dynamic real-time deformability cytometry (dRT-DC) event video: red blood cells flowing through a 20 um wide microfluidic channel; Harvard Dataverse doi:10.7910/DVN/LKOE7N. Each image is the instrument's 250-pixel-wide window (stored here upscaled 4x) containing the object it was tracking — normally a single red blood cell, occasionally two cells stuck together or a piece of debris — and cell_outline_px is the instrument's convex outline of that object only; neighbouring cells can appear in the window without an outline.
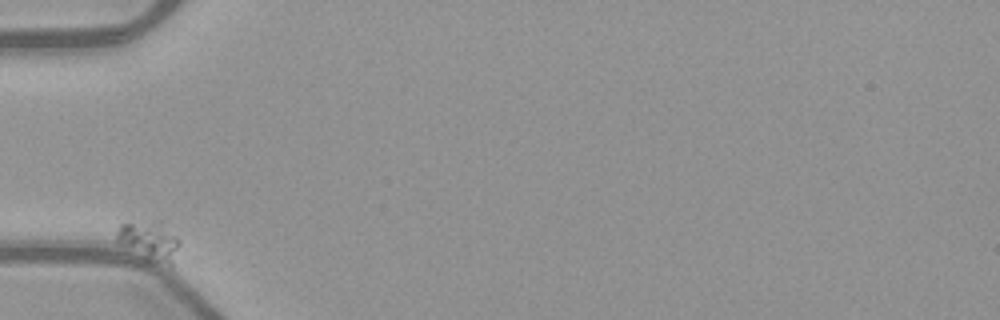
{"species": "common noctule bat (a hibernating species)", "species_latin": "Nyctalus noctula", "temperature_condition": "warm", "stored_images_in_passage": 40, "camera_frame_rate_fps": 3000, "um_per_image_px": 0.085, "animal": {"sex": "female", "body_mass_g": 21.9}, "frame": {"image": 1, "passage_image": 1, "time_ms": 0.0, "image_size_px": [1000, 320], "cell_outline_px": [[180, 244], [172, 268], [144, 260], [116, 244], [116, 232], [120, 224], [152, 220], [160, 220], [180, 240]], "centroid_in_image_um": [12.69, 20.53], "position_along_channel_um": 72.3, "area_um2": 15.32}}
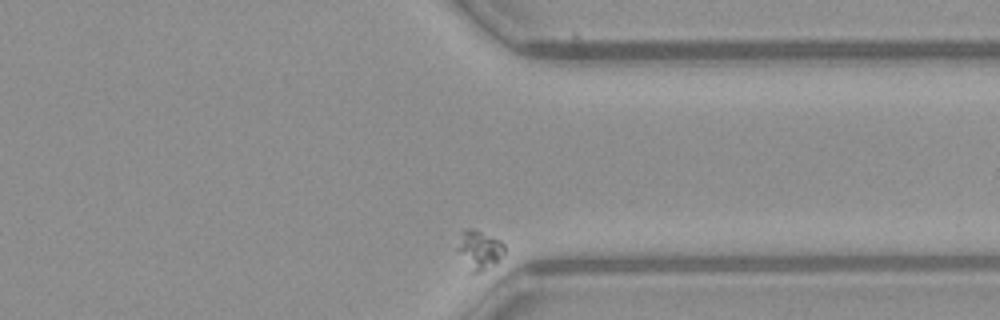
{"frame": {"image": 2, "passage_image": 40, "time_ms": 13.0, "image_size_px": [1000, 320], "cell_outline_px": [[504, 252], [496, 264], [480, 272], [468, 272], [456, 248], [464, 228], [472, 228], [500, 240], [504, 244]], "centroid_in_image_um": [40.72, 21.26], "position_along_channel_um": 370.7, "area_um2": 10.75}}